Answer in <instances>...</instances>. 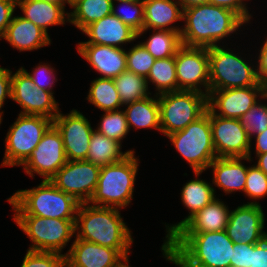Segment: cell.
Instances as JSON below:
<instances>
[{"label": "cell", "instance_id": "obj_43", "mask_svg": "<svg viewBox=\"0 0 267 267\" xmlns=\"http://www.w3.org/2000/svg\"><path fill=\"white\" fill-rule=\"evenodd\" d=\"M246 1L249 0H210V4L230 9L237 13L247 24H251L253 15L250 13Z\"/></svg>", "mask_w": 267, "mask_h": 267}, {"label": "cell", "instance_id": "obj_29", "mask_svg": "<svg viewBox=\"0 0 267 267\" xmlns=\"http://www.w3.org/2000/svg\"><path fill=\"white\" fill-rule=\"evenodd\" d=\"M122 144L108 138L102 133L94 130L90 140V147L86 161L103 167L122 161L130 153H136L134 149L122 152Z\"/></svg>", "mask_w": 267, "mask_h": 267}, {"label": "cell", "instance_id": "obj_12", "mask_svg": "<svg viewBox=\"0 0 267 267\" xmlns=\"http://www.w3.org/2000/svg\"><path fill=\"white\" fill-rule=\"evenodd\" d=\"M12 93L11 100L16 102L23 115H41L52 120L60 112L59 103L54 94L42 90L34 85L30 76L20 67L12 71Z\"/></svg>", "mask_w": 267, "mask_h": 267}, {"label": "cell", "instance_id": "obj_14", "mask_svg": "<svg viewBox=\"0 0 267 267\" xmlns=\"http://www.w3.org/2000/svg\"><path fill=\"white\" fill-rule=\"evenodd\" d=\"M66 162L62 136L52 125L22 167L29 177L34 178L36 174L49 181Z\"/></svg>", "mask_w": 267, "mask_h": 267}, {"label": "cell", "instance_id": "obj_55", "mask_svg": "<svg viewBox=\"0 0 267 267\" xmlns=\"http://www.w3.org/2000/svg\"><path fill=\"white\" fill-rule=\"evenodd\" d=\"M76 1H79V0H70V4H71V6H72Z\"/></svg>", "mask_w": 267, "mask_h": 267}, {"label": "cell", "instance_id": "obj_8", "mask_svg": "<svg viewBox=\"0 0 267 267\" xmlns=\"http://www.w3.org/2000/svg\"><path fill=\"white\" fill-rule=\"evenodd\" d=\"M13 221L32 243L27 250L55 252L61 255L75 237L76 219L44 218L34 215H13Z\"/></svg>", "mask_w": 267, "mask_h": 267}, {"label": "cell", "instance_id": "obj_24", "mask_svg": "<svg viewBox=\"0 0 267 267\" xmlns=\"http://www.w3.org/2000/svg\"><path fill=\"white\" fill-rule=\"evenodd\" d=\"M143 4L144 26L137 38L153 29L181 33L182 27L176 22L183 21V9L177 0H143Z\"/></svg>", "mask_w": 267, "mask_h": 267}, {"label": "cell", "instance_id": "obj_52", "mask_svg": "<svg viewBox=\"0 0 267 267\" xmlns=\"http://www.w3.org/2000/svg\"><path fill=\"white\" fill-rule=\"evenodd\" d=\"M39 1H45L48 3H53L58 6H62L64 9H66V5L68 4L71 8L70 0H39Z\"/></svg>", "mask_w": 267, "mask_h": 267}, {"label": "cell", "instance_id": "obj_51", "mask_svg": "<svg viewBox=\"0 0 267 267\" xmlns=\"http://www.w3.org/2000/svg\"><path fill=\"white\" fill-rule=\"evenodd\" d=\"M177 1L180 3L183 10L186 8L210 3V0H177Z\"/></svg>", "mask_w": 267, "mask_h": 267}, {"label": "cell", "instance_id": "obj_22", "mask_svg": "<svg viewBox=\"0 0 267 267\" xmlns=\"http://www.w3.org/2000/svg\"><path fill=\"white\" fill-rule=\"evenodd\" d=\"M194 179L187 181L180 193L183 206L188 209V215L180 222L175 224H166V236L164 244L199 210L203 209L207 204L212 202L217 195L215 194L212 183L199 178L203 172L195 171Z\"/></svg>", "mask_w": 267, "mask_h": 267}, {"label": "cell", "instance_id": "obj_36", "mask_svg": "<svg viewBox=\"0 0 267 267\" xmlns=\"http://www.w3.org/2000/svg\"><path fill=\"white\" fill-rule=\"evenodd\" d=\"M112 14L117 16L125 25L129 26L137 34L141 30H143L144 26L143 0L120 2L118 3V5L114 3L112 4Z\"/></svg>", "mask_w": 267, "mask_h": 267}, {"label": "cell", "instance_id": "obj_37", "mask_svg": "<svg viewBox=\"0 0 267 267\" xmlns=\"http://www.w3.org/2000/svg\"><path fill=\"white\" fill-rule=\"evenodd\" d=\"M262 101H267V94L239 119L250 139L259 133H263L267 129V102L263 103Z\"/></svg>", "mask_w": 267, "mask_h": 267}, {"label": "cell", "instance_id": "obj_32", "mask_svg": "<svg viewBox=\"0 0 267 267\" xmlns=\"http://www.w3.org/2000/svg\"><path fill=\"white\" fill-rule=\"evenodd\" d=\"M146 80L148 85L155 86V95L157 96L178 91L175 56L156 59Z\"/></svg>", "mask_w": 267, "mask_h": 267}, {"label": "cell", "instance_id": "obj_1", "mask_svg": "<svg viewBox=\"0 0 267 267\" xmlns=\"http://www.w3.org/2000/svg\"><path fill=\"white\" fill-rule=\"evenodd\" d=\"M182 22L181 44L204 48L224 45L223 39L248 25L234 11L210 3L184 9Z\"/></svg>", "mask_w": 267, "mask_h": 267}, {"label": "cell", "instance_id": "obj_39", "mask_svg": "<svg viewBox=\"0 0 267 267\" xmlns=\"http://www.w3.org/2000/svg\"><path fill=\"white\" fill-rule=\"evenodd\" d=\"M244 194L252 199L247 204H260L257 200L267 197V175L254 164L248 166Z\"/></svg>", "mask_w": 267, "mask_h": 267}, {"label": "cell", "instance_id": "obj_50", "mask_svg": "<svg viewBox=\"0 0 267 267\" xmlns=\"http://www.w3.org/2000/svg\"><path fill=\"white\" fill-rule=\"evenodd\" d=\"M160 250L162 251L163 258H165L166 261H169L175 265V267H184L171 253L168 252L166 244L163 243Z\"/></svg>", "mask_w": 267, "mask_h": 267}, {"label": "cell", "instance_id": "obj_26", "mask_svg": "<svg viewBox=\"0 0 267 267\" xmlns=\"http://www.w3.org/2000/svg\"><path fill=\"white\" fill-rule=\"evenodd\" d=\"M229 207L227 204L216 197L192 216L176 233H199L222 231L228 224Z\"/></svg>", "mask_w": 267, "mask_h": 267}, {"label": "cell", "instance_id": "obj_11", "mask_svg": "<svg viewBox=\"0 0 267 267\" xmlns=\"http://www.w3.org/2000/svg\"><path fill=\"white\" fill-rule=\"evenodd\" d=\"M178 91L209 94L208 48L181 45L175 54Z\"/></svg>", "mask_w": 267, "mask_h": 267}, {"label": "cell", "instance_id": "obj_35", "mask_svg": "<svg viewBox=\"0 0 267 267\" xmlns=\"http://www.w3.org/2000/svg\"><path fill=\"white\" fill-rule=\"evenodd\" d=\"M101 117L94 130L122 144L124 138L130 132L124 110L104 112Z\"/></svg>", "mask_w": 267, "mask_h": 267}, {"label": "cell", "instance_id": "obj_38", "mask_svg": "<svg viewBox=\"0 0 267 267\" xmlns=\"http://www.w3.org/2000/svg\"><path fill=\"white\" fill-rule=\"evenodd\" d=\"M155 60L139 41L131 49L126 50L127 70L145 78Z\"/></svg>", "mask_w": 267, "mask_h": 267}, {"label": "cell", "instance_id": "obj_49", "mask_svg": "<svg viewBox=\"0 0 267 267\" xmlns=\"http://www.w3.org/2000/svg\"><path fill=\"white\" fill-rule=\"evenodd\" d=\"M254 165H256L265 175H267V153L255 154Z\"/></svg>", "mask_w": 267, "mask_h": 267}, {"label": "cell", "instance_id": "obj_21", "mask_svg": "<svg viewBox=\"0 0 267 267\" xmlns=\"http://www.w3.org/2000/svg\"><path fill=\"white\" fill-rule=\"evenodd\" d=\"M82 33L89 38L77 44H99L125 49L123 46L138 39L137 33L113 14L90 24Z\"/></svg>", "mask_w": 267, "mask_h": 267}, {"label": "cell", "instance_id": "obj_7", "mask_svg": "<svg viewBox=\"0 0 267 267\" xmlns=\"http://www.w3.org/2000/svg\"><path fill=\"white\" fill-rule=\"evenodd\" d=\"M176 152L188 162L193 172H205L217 157L211 133L210 110L185 129L167 136Z\"/></svg>", "mask_w": 267, "mask_h": 267}, {"label": "cell", "instance_id": "obj_28", "mask_svg": "<svg viewBox=\"0 0 267 267\" xmlns=\"http://www.w3.org/2000/svg\"><path fill=\"white\" fill-rule=\"evenodd\" d=\"M153 95L123 106L122 109L130 130L131 127H134L135 131L137 129H156L161 132L158 96Z\"/></svg>", "mask_w": 267, "mask_h": 267}, {"label": "cell", "instance_id": "obj_44", "mask_svg": "<svg viewBox=\"0 0 267 267\" xmlns=\"http://www.w3.org/2000/svg\"><path fill=\"white\" fill-rule=\"evenodd\" d=\"M12 71L0 65V119L4 116V111L1 110L5 105L7 98L11 99L12 93Z\"/></svg>", "mask_w": 267, "mask_h": 267}, {"label": "cell", "instance_id": "obj_13", "mask_svg": "<svg viewBox=\"0 0 267 267\" xmlns=\"http://www.w3.org/2000/svg\"><path fill=\"white\" fill-rule=\"evenodd\" d=\"M100 169L86 160H67L50 181L79 203H88L96 190Z\"/></svg>", "mask_w": 267, "mask_h": 267}, {"label": "cell", "instance_id": "obj_17", "mask_svg": "<svg viewBox=\"0 0 267 267\" xmlns=\"http://www.w3.org/2000/svg\"><path fill=\"white\" fill-rule=\"evenodd\" d=\"M265 94V86L209 90L207 107L217 116L240 119Z\"/></svg>", "mask_w": 267, "mask_h": 267}, {"label": "cell", "instance_id": "obj_4", "mask_svg": "<svg viewBox=\"0 0 267 267\" xmlns=\"http://www.w3.org/2000/svg\"><path fill=\"white\" fill-rule=\"evenodd\" d=\"M13 215H34L44 218L76 219L79 202L58 189L50 180H42L31 189H19L7 198Z\"/></svg>", "mask_w": 267, "mask_h": 267}, {"label": "cell", "instance_id": "obj_19", "mask_svg": "<svg viewBox=\"0 0 267 267\" xmlns=\"http://www.w3.org/2000/svg\"><path fill=\"white\" fill-rule=\"evenodd\" d=\"M64 255L68 267H120L127 260L117 249L82 239L71 242Z\"/></svg>", "mask_w": 267, "mask_h": 267}, {"label": "cell", "instance_id": "obj_5", "mask_svg": "<svg viewBox=\"0 0 267 267\" xmlns=\"http://www.w3.org/2000/svg\"><path fill=\"white\" fill-rule=\"evenodd\" d=\"M140 158L130 153L122 161L101 167L96 190L88 202L99 207L124 209L133 200Z\"/></svg>", "mask_w": 267, "mask_h": 267}, {"label": "cell", "instance_id": "obj_9", "mask_svg": "<svg viewBox=\"0 0 267 267\" xmlns=\"http://www.w3.org/2000/svg\"><path fill=\"white\" fill-rule=\"evenodd\" d=\"M52 125L53 120L45 116L18 114L6 133L1 167L22 166Z\"/></svg>", "mask_w": 267, "mask_h": 267}, {"label": "cell", "instance_id": "obj_48", "mask_svg": "<svg viewBox=\"0 0 267 267\" xmlns=\"http://www.w3.org/2000/svg\"><path fill=\"white\" fill-rule=\"evenodd\" d=\"M254 139V140H253ZM255 141V144L252 143ZM254 145V154L267 153V129L263 133H259L251 138V147Z\"/></svg>", "mask_w": 267, "mask_h": 267}, {"label": "cell", "instance_id": "obj_16", "mask_svg": "<svg viewBox=\"0 0 267 267\" xmlns=\"http://www.w3.org/2000/svg\"><path fill=\"white\" fill-rule=\"evenodd\" d=\"M53 125L62 136L67 160H86L94 131L89 120L79 110L72 109L66 114L60 111Z\"/></svg>", "mask_w": 267, "mask_h": 267}, {"label": "cell", "instance_id": "obj_10", "mask_svg": "<svg viewBox=\"0 0 267 267\" xmlns=\"http://www.w3.org/2000/svg\"><path fill=\"white\" fill-rule=\"evenodd\" d=\"M161 133L168 135L185 129L207 110V95L179 90L158 95Z\"/></svg>", "mask_w": 267, "mask_h": 267}, {"label": "cell", "instance_id": "obj_41", "mask_svg": "<svg viewBox=\"0 0 267 267\" xmlns=\"http://www.w3.org/2000/svg\"><path fill=\"white\" fill-rule=\"evenodd\" d=\"M21 68L30 76L35 86L55 94L53 85L58 81L56 78L57 71H55V68H53L48 62H39V64L32 69V72H28L23 66Z\"/></svg>", "mask_w": 267, "mask_h": 267}, {"label": "cell", "instance_id": "obj_54", "mask_svg": "<svg viewBox=\"0 0 267 267\" xmlns=\"http://www.w3.org/2000/svg\"><path fill=\"white\" fill-rule=\"evenodd\" d=\"M120 267H132L129 265V260H126Z\"/></svg>", "mask_w": 267, "mask_h": 267}, {"label": "cell", "instance_id": "obj_46", "mask_svg": "<svg viewBox=\"0 0 267 267\" xmlns=\"http://www.w3.org/2000/svg\"><path fill=\"white\" fill-rule=\"evenodd\" d=\"M262 44L260 50L258 49V55L254 59L257 60L255 62L257 78L262 85L267 87V36Z\"/></svg>", "mask_w": 267, "mask_h": 267}, {"label": "cell", "instance_id": "obj_6", "mask_svg": "<svg viewBox=\"0 0 267 267\" xmlns=\"http://www.w3.org/2000/svg\"><path fill=\"white\" fill-rule=\"evenodd\" d=\"M227 44L208 48L209 90L264 86L257 78L256 61L252 62L251 56L246 60L243 53H236Z\"/></svg>", "mask_w": 267, "mask_h": 267}, {"label": "cell", "instance_id": "obj_3", "mask_svg": "<svg viewBox=\"0 0 267 267\" xmlns=\"http://www.w3.org/2000/svg\"><path fill=\"white\" fill-rule=\"evenodd\" d=\"M165 244L184 267H230L234 246L225 230L175 233Z\"/></svg>", "mask_w": 267, "mask_h": 267}, {"label": "cell", "instance_id": "obj_2", "mask_svg": "<svg viewBox=\"0 0 267 267\" xmlns=\"http://www.w3.org/2000/svg\"><path fill=\"white\" fill-rule=\"evenodd\" d=\"M120 210V211H119ZM121 209L80 203L76 213L75 239L117 249L130 260L134 239L121 216Z\"/></svg>", "mask_w": 267, "mask_h": 267}, {"label": "cell", "instance_id": "obj_30", "mask_svg": "<svg viewBox=\"0 0 267 267\" xmlns=\"http://www.w3.org/2000/svg\"><path fill=\"white\" fill-rule=\"evenodd\" d=\"M69 23L80 31L90 24L112 14L111 0H79L71 6Z\"/></svg>", "mask_w": 267, "mask_h": 267}, {"label": "cell", "instance_id": "obj_42", "mask_svg": "<svg viewBox=\"0 0 267 267\" xmlns=\"http://www.w3.org/2000/svg\"><path fill=\"white\" fill-rule=\"evenodd\" d=\"M252 259V244L234 243L230 267H250Z\"/></svg>", "mask_w": 267, "mask_h": 267}, {"label": "cell", "instance_id": "obj_23", "mask_svg": "<svg viewBox=\"0 0 267 267\" xmlns=\"http://www.w3.org/2000/svg\"><path fill=\"white\" fill-rule=\"evenodd\" d=\"M244 160V161H243ZM252 161L249 157H216L209 165L208 169L212 171V185L216 194V187L222 190L226 195L235 192H243L245 189L248 165Z\"/></svg>", "mask_w": 267, "mask_h": 267}, {"label": "cell", "instance_id": "obj_25", "mask_svg": "<svg viewBox=\"0 0 267 267\" xmlns=\"http://www.w3.org/2000/svg\"><path fill=\"white\" fill-rule=\"evenodd\" d=\"M1 39L19 52L39 50L52 42L45 31L20 15L13 16Z\"/></svg>", "mask_w": 267, "mask_h": 267}, {"label": "cell", "instance_id": "obj_20", "mask_svg": "<svg viewBox=\"0 0 267 267\" xmlns=\"http://www.w3.org/2000/svg\"><path fill=\"white\" fill-rule=\"evenodd\" d=\"M77 52L102 78H116L127 70L126 49L99 44H77Z\"/></svg>", "mask_w": 267, "mask_h": 267}, {"label": "cell", "instance_id": "obj_31", "mask_svg": "<svg viewBox=\"0 0 267 267\" xmlns=\"http://www.w3.org/2000/svg\"><path fill=\"white\" fill-rule=\"evenodd\" d=\"M86 99L88 103L102 112L119 110L123 107L114 81L111 78L97 77L92 80Z\"/></svg>", "mask_w": 267, "mask_h": 267}, {"label": "cell", "instance_id": "obj_33", "mask_svg": "<svg viewBox=\"0 0 267 267\" xmlns=\"http://www.w3.org/2000/svg\"><path fill=\"white\" fill-rule=\"evenodd\" d=\"M113 81L123 106L152 95L146 78L128 70L120 73Z\"/></svg>", "mask_w": 267, "mask_h": 267}, {"label": "cell", "instance_id": "obj_47", "mask_svg": "<svg viewBox=\"0 0 267 267\" xmlns=\"http://www.w3.org/2000/svg\"><path fill=\"white\" fill-rule=\"evenodd\" d=\"M250 267H267V237L257 244H252Z\"/></svg>", "mask_w": 267, "mask_h": 267}, {"label": "cell", "instance_id": "obj_27", "mask_svg": "<svg viewBox=\"0 0 267 267\" xmlns=\"http://www.w3.org/2000/svg\"><path fill=\"white\" fill-rule=\"evenodd\" d=\"M17 7L23 13L20 16L33 22L48 35L49 26H62L69 23V12L67 9L53 3L39 0H17Z\"/></svg>", "mask_w": 267, "mask_h": 267}, {"label": "cell", "instance_id": "obj_34", "mask_svg": "<svg viewBox=\"0 0 267 267\" xmlns=\"http://www.w3.org/2000/svg\"><path fill=\"white\" fill-rule=\"evenodd\" d=\"M149 38L139 41L155 59H164L175 56L177 49L182 45L180 34L177 31L151 30Z\"/></svg>", "mask_w": 267, "mask_h": 267}, {"label": "cell", "instance_id": "obj_40", "mask_svg": "<svg viewBox=\"0 0 267 267\" xmlns=\"http://www.w3.org/2000/svg\"><path fill=\"white\" fill-rule=\"evenodd\" d=\"M65 255L27 250L20 267H63Z\"/></svg>", "mask_w": 267, "mask_h": 267}, {"label": "cell", "instance_id": "obj_15", "mask_svg": "<svg viewBox=\"0 0 267 267\" xmlns=\"http://www.w3.org/2000/svg\"><path fill=\"white\" fill-rule=\"evenodd\" d=\"M210 123L217 157H249L254 162L251 139L239 119L224 118L210 111Z\"/></svg>", "mask_w": 267, "mask_h": 267}, {"label": "cell", "instance_id": "obj_18", "mask_svg": "<svg viewBox=\"0 0 267 267\" xmlns=\"http://www.w3.org/2000/svg\"><path fill=\"white\" fill-rule=\"evenodd\" d=\"M261 204L243 203L230 211L225 231L234 243L257 244L267 237Z\"/></svg>", "mask_w": 267, "mask_h": 267}, {"label": "cell", "instance_id": "obj_53", "mask_svg": "<svg viewBox=\"0 0 267 267\" xmlns=\"http://www.w3.org/2000/svg\"><path fill=\"white\" fill-rule=\"evenodd\" d=\"M112 1V4L114 3H120V2H126V1H132V0H111Z\"/></svg>", "mask_w": 267, "mask_h": 267}, {"label": "cell", "instance_id": "obj_45", "mask_svg": "<svg viewBox=\"0 0 267 267\" xmlns=\"http://www.w3.org/2000/svg\"><path fill=\"white\" fill-rule=\"evenodd\" d=\"M17 7V0H0V40L4 36Z\"/></svg>", "mask_w": 267, "mask_h": 267}]
</instances>
